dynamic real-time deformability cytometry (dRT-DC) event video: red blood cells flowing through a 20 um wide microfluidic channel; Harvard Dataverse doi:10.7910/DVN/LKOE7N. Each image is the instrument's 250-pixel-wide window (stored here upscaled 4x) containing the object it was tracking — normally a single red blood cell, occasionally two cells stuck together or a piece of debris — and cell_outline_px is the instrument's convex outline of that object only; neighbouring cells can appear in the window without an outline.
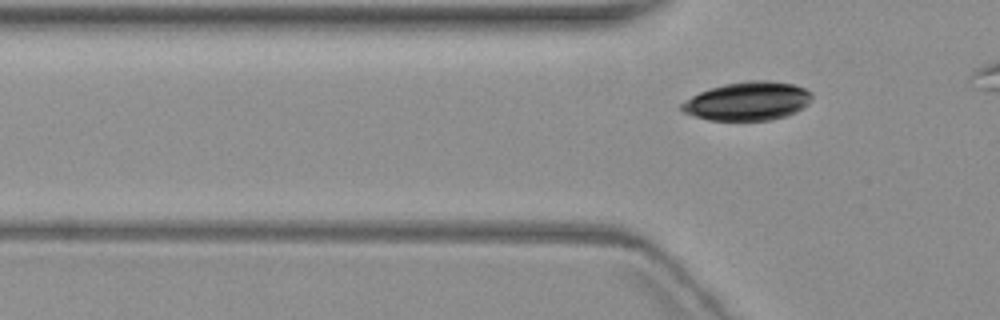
{"species": "common noctule bat (a hibernating species)", "species_latin": "Nyctalus noctula", "temperature_condition": "warm", "stored_images_in_passage": 4, "camera_frame_rate_fps": 3000, "um_per_image_px": 0.085, "animal": {"sex": "female", "body_mass_g": 19.3, "forearm_length_mm": 54.1}, "frame": {"image": 1, "passage_image": 4, "time_ms": 4.0, "image_size_px": [1000, 320], "cell_outline_px": [[812, 100], [808, 104], [796, 112], [784, 116], [768, 120], [708, 120], [684, 112], [680, 108], [680, 104], [692, 96], [700, 92], [724, 84], [748, 80], [768, 80], [792, 84], [804, 88], [812, 92]], "centroid_in_image_um": [63.57, 8.59], "position_along_channel_um": 62.2, "area_um2": 29.13}}